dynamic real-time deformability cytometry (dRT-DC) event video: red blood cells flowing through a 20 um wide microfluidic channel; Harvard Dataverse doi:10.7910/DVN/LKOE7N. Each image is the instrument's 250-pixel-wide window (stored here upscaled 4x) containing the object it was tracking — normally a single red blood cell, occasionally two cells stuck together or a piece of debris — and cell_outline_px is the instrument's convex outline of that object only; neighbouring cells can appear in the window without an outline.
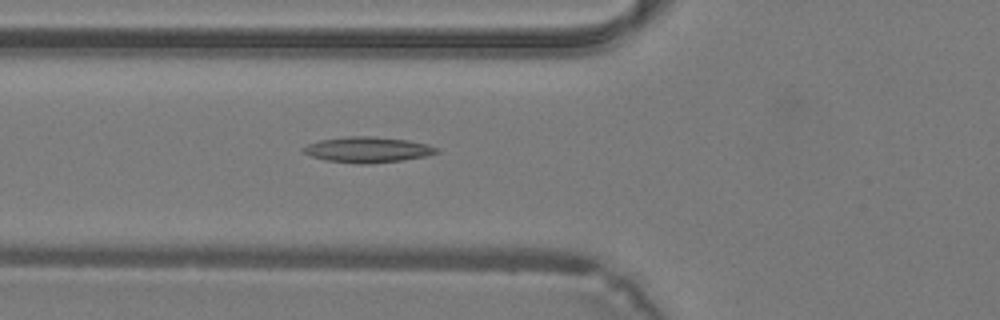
{"species": "common noctule bat (a hibernating species)", "species_latin": "Nyctalus noctula", "temperature_condition": "warm", "stored_images_in_passage": 14, "camera_frame_rate_fps": 3000, "um_per_image_px": 0.085, "animal": {"sex": "male", "body_mass_g": 19.2, "forearm_length_mm": 51.8}, "frame": {"image": 1, "passage_image": 4, "time_ms": 1.0, "image_size_px": [1000, 320], "cell_outline_px": [[440, 152], [428, 156], [404, 160], [368, 164], [360, 164], [324, 160], [300, 152], [300, 148], [308, 144], [320, 140], [348, 136], [376, 136], [408, 140], [428, 144], [440, 148]], "centroid_in_image_um": [31.27, 12.72], "position_along_channel_um": 94.5, "area_um2": 20.29}}
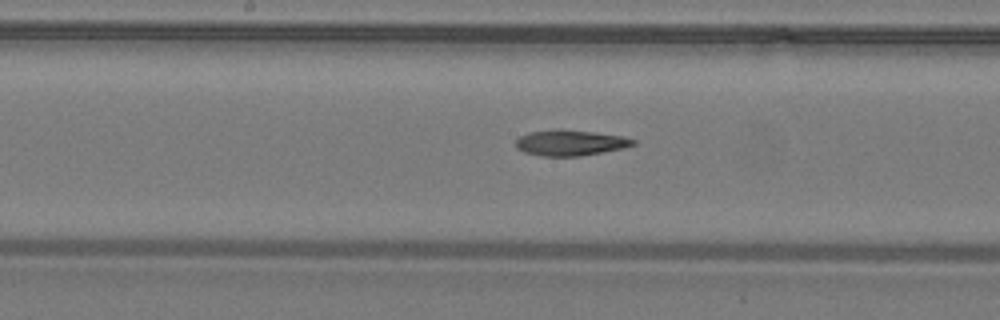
{"frame": {"image": 2, "passage_image": 10, "time_ms": 3.0, "image_size_px": [1000, 320], "cell_outline_px": [[636, 144], [624, 148], [604, 152], [580, 156], [540, 156], [524, 152], [516, 148], [516, 140], [520, 136], [528, 132], [556, 128], [560, 128], [596, 132], [624, 136], [636, 140]], "centroid_in_image_um": [48.48, 12.12], "position_along_channel_um": 199.7, "area_um2": 17.98}}
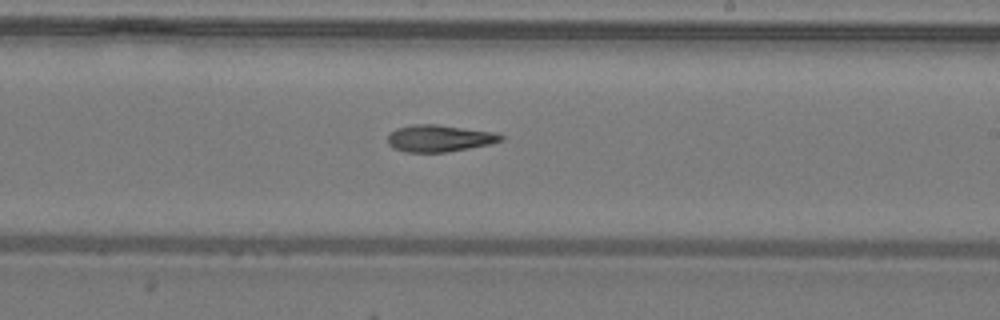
{"frame": {"image": 3, "passage_image": 13, "time_ms": 4.0, "image_size_px": [1000, 320], "cell_outline_px": [[276, 272], [148, 288], [108, 272], [108, 268], [276, 268]], "centroid_in_image_um": [15.49, 23.37], "position_along_channel_um": 273.5, "area_um2": 14.57}}